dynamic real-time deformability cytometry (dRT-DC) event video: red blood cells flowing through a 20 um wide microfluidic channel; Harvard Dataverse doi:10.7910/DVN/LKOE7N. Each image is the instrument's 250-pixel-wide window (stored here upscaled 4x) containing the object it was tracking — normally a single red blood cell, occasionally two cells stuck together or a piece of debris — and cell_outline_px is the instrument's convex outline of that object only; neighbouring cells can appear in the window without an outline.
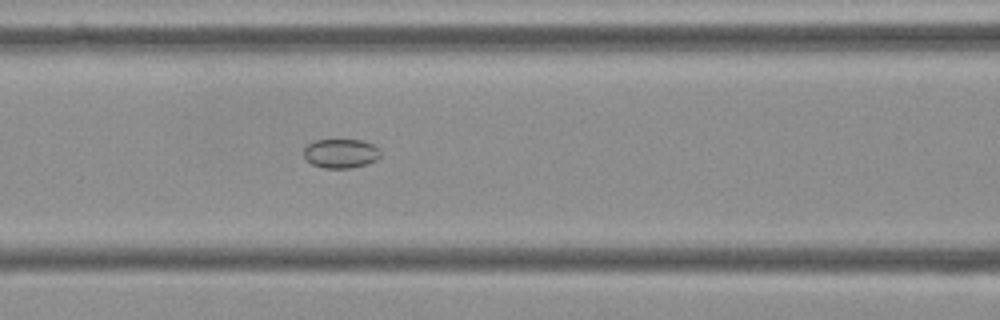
{"species": "Egyptian fruit bat (a non-hibernating species)", "species_latin": "Rousettus aegyptiacus", "temperature_condition": "cold", "stored_images_in_passage": 39, "camera_frame_rate_fps": 3000, "um_per_image_px": 0.085, "frame": {"image": 1, "passage_image": 7, "time_ms": 2.0, "image_size_px": [1000, 320], "cell_outline_px": [[380, 156], [376, 160], [368, 164], [352, 168], [324, 168], [312, 164], [304, 156], [304, 148], [308, 144], [316, 140], [360, 140], [372, 144], [380, 148]], "centroid_in_image_um": [28.99, 13.05], "position_along_channel_um": 137.6, "area_um2": 13.06}}
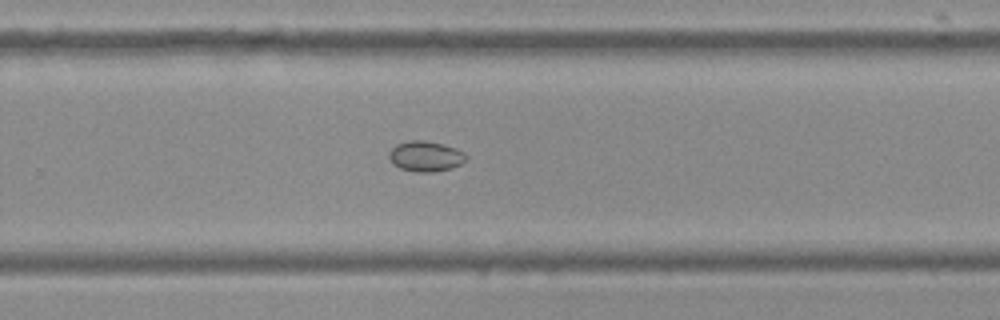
{"frame": {"image": 2, "passage_image": 20, "time_ms": 6.333, "image_size_px": [1000, 320], "cell_outline_px": [[468, 160], [452, 168], [436, 172], [416, 172], [400, 168], [392, 164], [388, 156], [388, 152], [396, 144], [412, 140], [424, 140], [444, 144], [456, 148], [464, 152], [468, 156]], "centroid_in_image_um": [36.19, 13.29], "position_along_channel_um": 293.6, "area_um2": 13.93}}
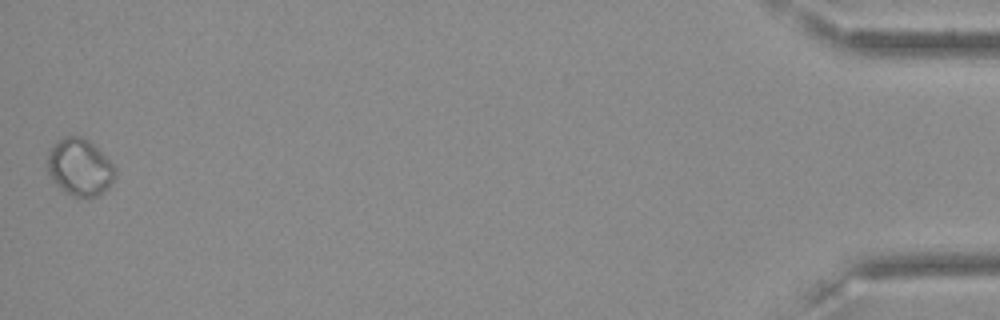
{"frame": {"image": 3, "passage_image": 39, "time_ms": 12.667, "image_size_px": [1000, 320], "cell_outline_px": [[116, 176], [108, 188], [96, 196], [72, 196], [60, 188], [52, 180], [48, 172], [48, 152], [56, 140], [64, 136], [84, 136], [116, 168]], "centroid_in_image_um": [6.76, 14.2], "position_along_channel_um": 428.4, "area_um2": 22.31}}